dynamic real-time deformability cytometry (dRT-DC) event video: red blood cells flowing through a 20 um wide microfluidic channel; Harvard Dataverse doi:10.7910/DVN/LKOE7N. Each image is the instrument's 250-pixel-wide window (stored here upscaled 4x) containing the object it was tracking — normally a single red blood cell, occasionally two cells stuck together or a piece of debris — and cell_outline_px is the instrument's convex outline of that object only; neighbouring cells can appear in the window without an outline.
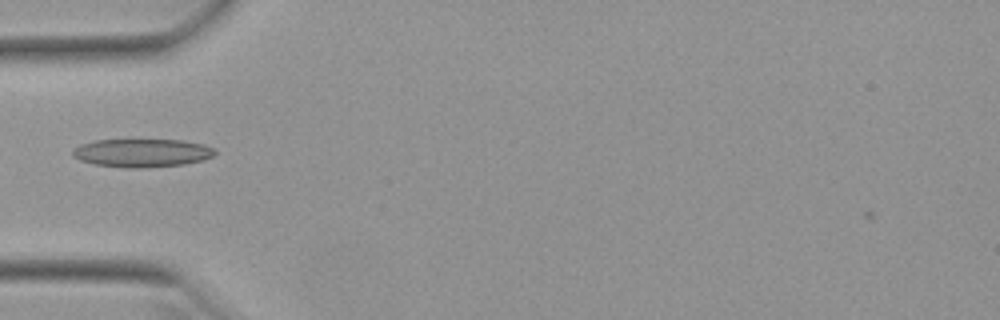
{"species": "Egyptian fruit bat (a non-hibernating species)", "species_latin": "Rousettus aegyptiacus", "temperature_condition": "warm", "stored_images_in_passage": 8, "camera_frame_rate_fps": 3000, "um_per_image_px": 0.085, "animal": {"sex": "female"}, "frame": {"image": 1, "passage_image": 2, "time_ms": 0.333, "image_size_px": [1000, 320], "cell_outline_px": [[216, 152], [212, 156], [204, 160], [184, 164], [140, 168], [124, 168], [96, 164], [80, 160], [72, 156], [72, 148], [80, 144], [96, 140], [184, 140], [204, 144], [212, 148]], "centroid_in_image_um": [12.05, 12.99], "position_along_channel_um": 72.9, "area_um2": 23.47}}
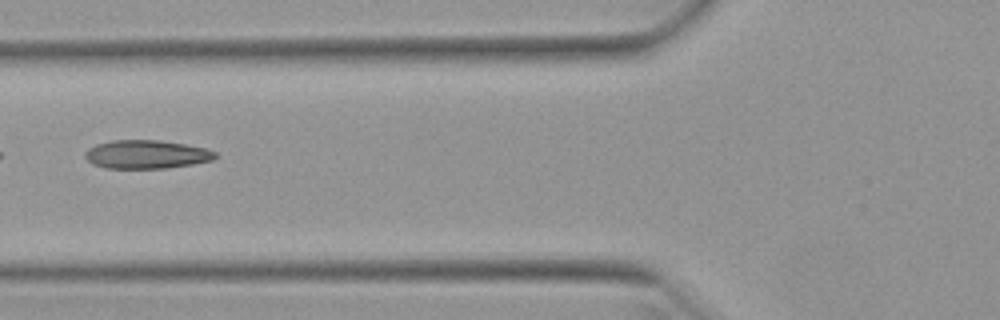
{"frame": {"image": 2, "passage_image": 5, "time_ms": 1.333, "image_size_px": [1000, 320], "cell_outline_px": [[216, 156], [212, 160], [192, 164], [168, 168], [104, 168], [92, 164], [84, 156], [84, 152], [88, 148], [96, 144], [112, 140], [160, 140], [208, 148], [216, 152]], "centroid_in_image_um": [12.43, 13.12], "position_along_channel_um": 113.4, "area_um2": 21.73}}